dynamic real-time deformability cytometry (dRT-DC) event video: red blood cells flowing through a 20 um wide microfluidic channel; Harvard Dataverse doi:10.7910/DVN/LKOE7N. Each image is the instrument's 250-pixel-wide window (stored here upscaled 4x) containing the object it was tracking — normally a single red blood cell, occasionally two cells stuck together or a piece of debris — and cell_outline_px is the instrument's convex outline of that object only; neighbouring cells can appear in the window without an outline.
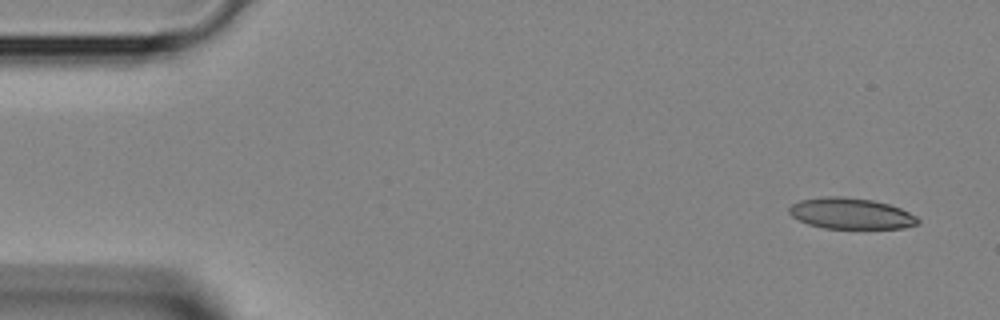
{"species": "Egyptian fruit bat (a non-hibernating species)", "species_latin": "Rousettus aegyptiacus", "temperature_condition": "room temperature", "stored_images_in_passage": 4, "camera_frame_rate_fps": 3000, "um_per_image_px": 0.085, "animal": {"sex": "female"}, "frame": {"image": 1, "passage_image": 1, "time_ms": 0.0, "image_size_px": [1000, 320], "cell_outline_px": [[920, 224], [904, 228], [824, 228], [808, 224], [792, 216], [788, 212], [788, 208], [792, 204], [800, 200], [820, 196], [844, 196], [872, 200], [888, 204], [900, 208], [916, 216], [920, 220]], "centroid_in_image_um": [72.32, 18.14], "position_along_channel_um": 12.7, "area_um2": 23.35}}